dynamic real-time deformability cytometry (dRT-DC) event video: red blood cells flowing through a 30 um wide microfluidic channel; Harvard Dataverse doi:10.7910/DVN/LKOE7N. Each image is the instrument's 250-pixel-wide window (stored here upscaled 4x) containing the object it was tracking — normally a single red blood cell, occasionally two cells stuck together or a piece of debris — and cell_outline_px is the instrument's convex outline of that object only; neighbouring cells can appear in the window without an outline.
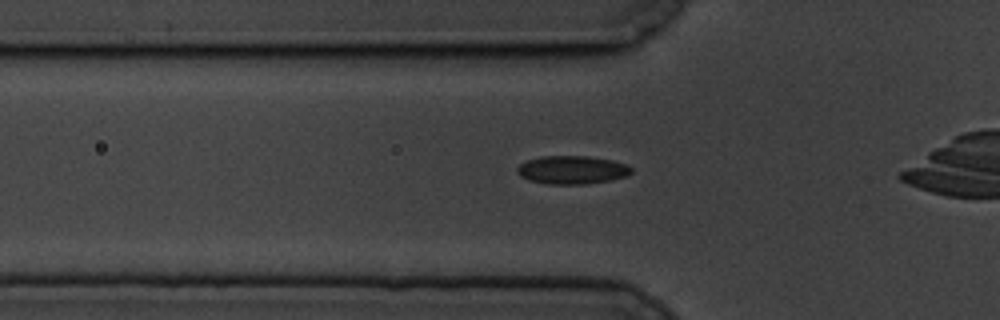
{"species": "common noctule bat (a hibernating species)", "species_latin": "Nyctalus noctula", "temperature_condition": "cold", "stored_images_in_passage": 39, "camera_frame_rate_fps": 3000, "um_per_image_px": 0.085, "animal": {"sex": "male", "body_mass_g": 19.5, "forearm_length_mm": 54.6}, "frame": {"image": 1, "passage_image": 10, "time_ms": 3.0, "image_size_px": [1000, 320], "cell_outline_px": [[632, 172], [628, 176], [612, 180], [584, 184], [548, 184], [528, 180], [520, 176], [516, 172], [516, 168], [520, 164], [528, 160], [540, 156], [588, 156], [612, 160], [628, 164], [632, 168]], "centroid_in_image_um": [48.64, 14.44], "position_along_channel_um": 77.2, "area_um2": 19.02}}
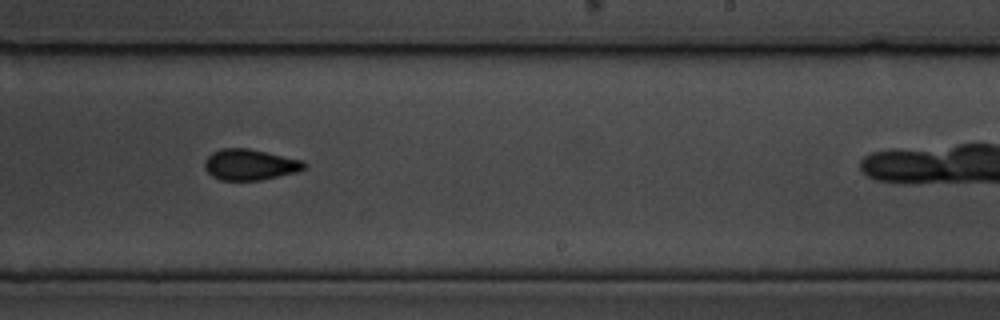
{"frame": {"image": 2, "passage_image": 27, "time_ms": 8.667, "image_size_px": [1000, 320], "cell_outline_px": [[308, 164], [304, 168], [296, 172], [260, 180], [220, 180], [212, 176], [204, 168], [204, 160], [212, 152], [220, 148], [248, 148], [304, 160]], "centroid_in_image_um": [21.23, 13.98], "position_along_channel_um": 267.8, "area_um2": 18.03}}
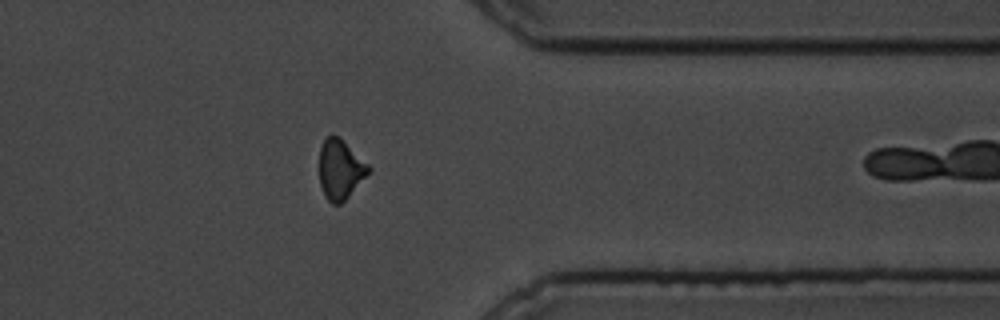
{"frame": {"image": 3, "passage_image": 38, "time_ms": 12.333, "image_size_px": [1000, 320], "cell_outline_px": [[372, 172], [340, 204], [332, 204], [324, 196], [320, 184], [320, 148], [324, 140], [332, 132], [368, 164], [372, 168]], "centroid_in_image_um": [28.94, 14.43], "position_along_channel_um": 382.5, "area_um2": 16.99}}